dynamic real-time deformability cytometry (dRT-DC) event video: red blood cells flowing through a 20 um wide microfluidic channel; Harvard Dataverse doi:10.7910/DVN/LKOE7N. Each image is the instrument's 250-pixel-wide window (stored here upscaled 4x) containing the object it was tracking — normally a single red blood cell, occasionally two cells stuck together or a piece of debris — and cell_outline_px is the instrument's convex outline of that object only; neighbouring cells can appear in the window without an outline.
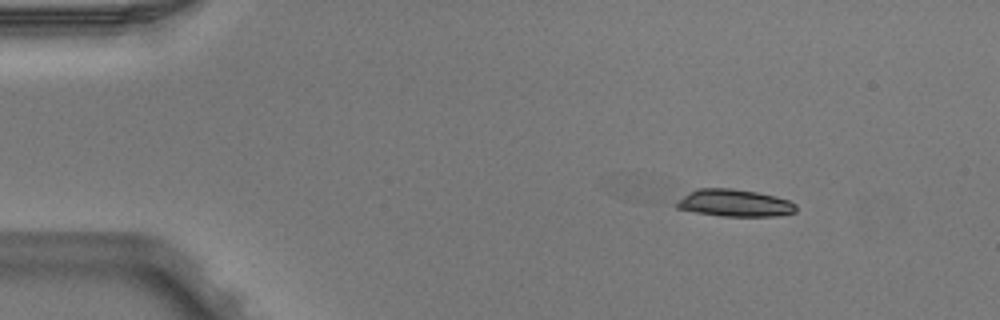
{"species": "Egyptian fruit bat (a non-hibernating species)", "species_latin": "Rousettus aegyptiacus", "temperature_condition": "warm", "stored_images_in_passage": 4, "camera_frame_rate_fps": 3000, "um_per_image_px": 0.085, "animal": {"sex": "male"}, "frame": {"image": 1, "passage_image": 2, "time_ms": 0.333, "image_size_px": [1000, 320], "cell_outline_px": [[796, 212], [776, 216], [720, 216], [696, 212], [676, 208], [676, 200], [696, 188], [732, 188], [756, 192], [776, 196], [788, 200], [796, 204]], "centroid_in_image_um": [62.42, 17.25], "position_along_channel_um": 22.6, "area_um2": 19.02}}
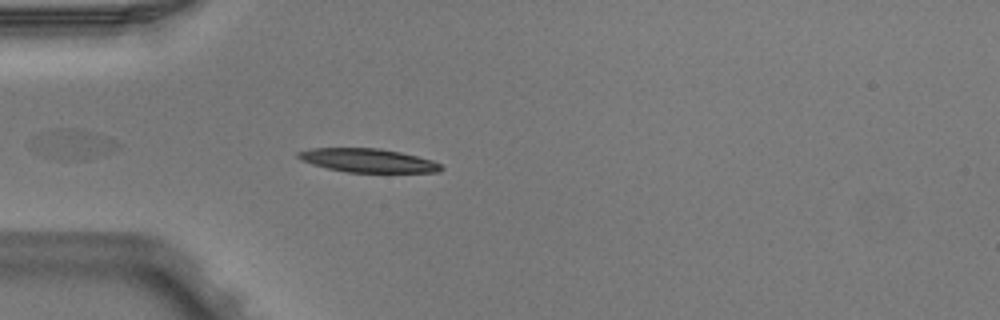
{"frame": {"image": 2, "passage_image": 4, "time_ms": 1.0, "image_size_px": [1000, 320], "cell_outline_px": [[444, 168], [440, 172], [348, 172], [328, 168], [312, 164], [300, 160], [296, 156], [296, 152], [312, 148], [380, 148], [400, 152], [432, 160], [440, 164]], "centroid_in_image_um": [31.25, 13.63], "position_along_channel_um": 53.7, "area_um2": 19.65}}